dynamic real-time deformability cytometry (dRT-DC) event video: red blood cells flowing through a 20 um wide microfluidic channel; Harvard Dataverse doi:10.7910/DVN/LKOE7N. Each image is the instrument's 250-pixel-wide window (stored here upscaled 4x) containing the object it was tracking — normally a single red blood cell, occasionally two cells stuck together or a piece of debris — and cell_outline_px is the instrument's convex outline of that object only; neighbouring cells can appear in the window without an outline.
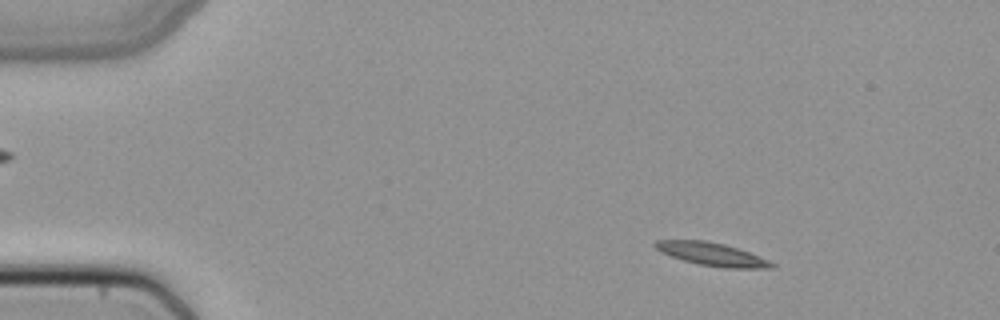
{"species": "common noctule bat (a hibernating species)", "species_latin": "Nyctalus noctula", "temperature_condition": "cold", "stored_images_in_passage": 45, "camera_frame_rate_fps": 3000, "um_per_image_px": 0.085, "animal": {"sex": "female", "body_mass_g": 22.7, "forearm_length_mm": 54.2}, "frame": {"image": 1, "passage_image": 2, "time_ms": 0.333, "image_size_px": [1000, 320], "cell_outline_px": [[776, 268], [724, 268], [700, 264], [684, 260], [660, 252], [652, 244], [656, 240], [704, 240], [724, 244], [748, 252], [768, 260], [776, 264]], "centroid_in_image_um": [60.51, 21.6], "position_along_channel_um": 24.5, "area_um2": 15.49}}
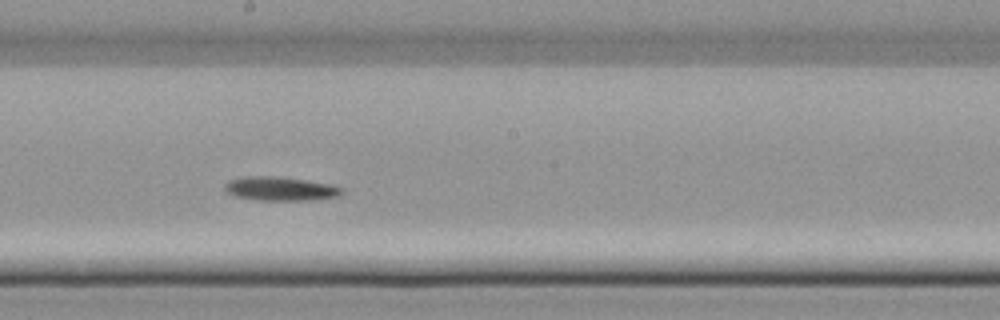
{"frame": {"image": 2, "passage_image": 23, "time_ms": 7.333, "image_size_px": [1000, 320], "cell_outline_px": [[344, 192], [340, 196], [308, 200], [260, 200], [236, 196], [228, 192], [224, 188], [224, 184], [228, 180], [240, 176], [276, 176], [304, 180], [328, 184], [344, 188]], "centroid_in_image_um": [23.81, 16.03], "position_along_channel_um": 224.4, "area_um2": 16.24}}
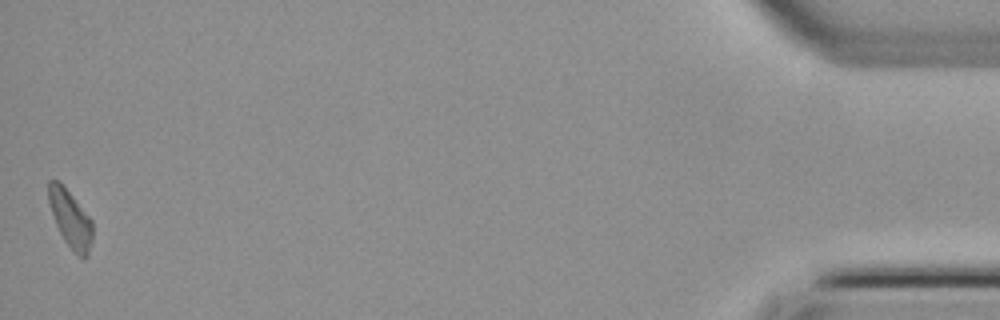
{"frame": {"image": 3, "passage_image": 45, "time_ms": 14.667, "image_size_px": [1000, 320], "cell_outline_px": [[92, 240], [88, 256], [84, 260], [64, 240], [56, 224], [48, 204], [48, 180], [60, 180], [92, 220]], "centroid_in_image_um": [5.97, 18.56], "position_along_channel_um": 429.2, "area_um2": 14.68}}